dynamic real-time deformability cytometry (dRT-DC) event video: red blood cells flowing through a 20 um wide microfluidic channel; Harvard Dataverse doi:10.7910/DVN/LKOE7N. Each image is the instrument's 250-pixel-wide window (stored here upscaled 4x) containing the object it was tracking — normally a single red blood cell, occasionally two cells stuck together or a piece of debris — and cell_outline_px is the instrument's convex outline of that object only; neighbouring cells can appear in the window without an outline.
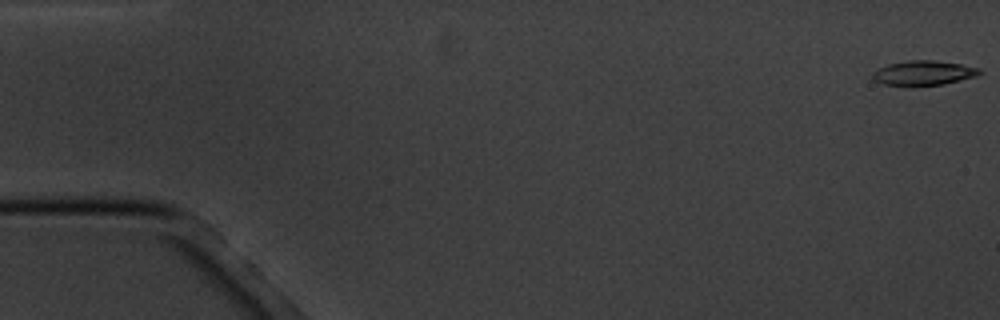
{"species": "common noctule bat (a hibernating species)", "species_latin": "Nyctalus noctula", "temperature_condition": "cold", "stored_images_in_passage": 12, "camera_frame_rate_fps": 3000, "um_per_image_px": 0.085, "animal": {"sex": "male", "body_mass_g": 20.1, "forearm_length_mm": 53.5}, "frame": {"image": 1, "passage_image": 1, "time_ms": 0.0, "image_size_px": [1000, 320], "cell_outline_px": [[980, 72], [976, 76], [944, 84], [884, 84], [872, 80], [872, 72], [888, 64], [908, 60], [932, 60], [960, 64], [980, 68]], "centroid_in_image_um": [78.49, 6.18], "position_along_channel_um": 6.5, "area_um2": 14.85}}
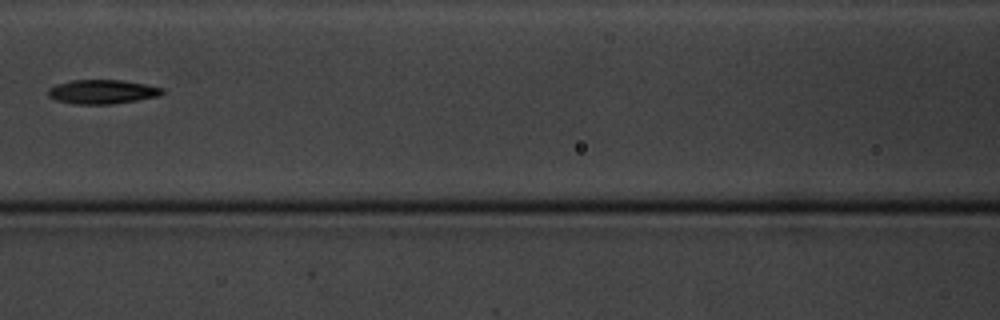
{"frame": {"image": 2, "passage_image": 8, "time_ms": 8.333, "image_size_px": [1000, 320], "cell_outline_px": [[164, 92], [160, 96], [112, 104], [72, 104], [56, 100], [48, 96], [48, 88], [56, 84], [72, 80], [124, 80], [164, 88]], "centroid_in_image_um": [8.68, 7.8], "position_along_channel_um": 157.9, "area_um2": 16.13}}
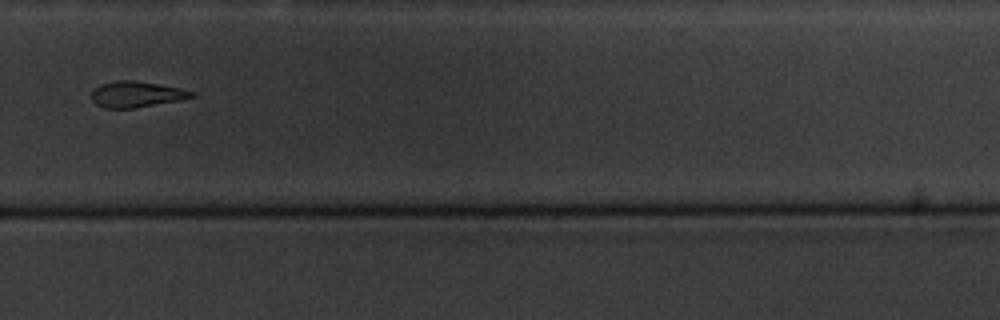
{"frame": {"image": 3, "passage_image": 12, "time_ms": 13.0, "image_size_px": [1000, 320], "cell_outline_px": [[196, 96], [180, 100], [136, 108], [104, 108], [96, 104], [92, 100], [92, 88], [100, 84], [120, 80], [132, 80], [180, 88], [196, 92]], "centroid_in_image_um": [11.59, 8.02], "position_along_channel_um": 318.2, "area_um2": 15.14}}